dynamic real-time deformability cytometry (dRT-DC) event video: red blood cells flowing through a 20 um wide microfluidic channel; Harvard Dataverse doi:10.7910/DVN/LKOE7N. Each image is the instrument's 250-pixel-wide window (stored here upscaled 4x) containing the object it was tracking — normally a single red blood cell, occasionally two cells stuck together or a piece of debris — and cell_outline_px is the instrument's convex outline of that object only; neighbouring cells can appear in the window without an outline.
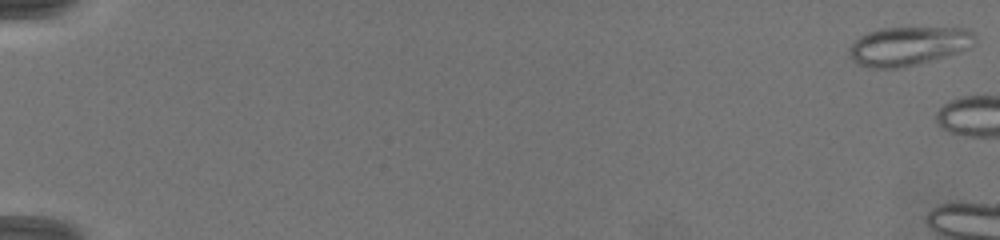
{"species": "common noctule bat (a hibernating species)", "species_latin": "Nyctalus noctula", "temperature_condition": "warm", "stored_images_in_passage": 4, "camera_frame_rate_fps": 3000, "um_per_image_px": 0.085, "animal": {"sex": "female", "body_mass_g": 19.5, "forearm_length_mm": 54.1}, "frame": {"image": 1, "passage_image": 1, "time_ms": 0.0, "image_size_px": [1000, 240], "cell_outline_px": [[976, 36], [972, 48], [948, 56], [916, 64], [896, 68], [868, 68], [852, 60], [848, 52], [848, 48], [860, 36], [868, 32], [880, 28], [964, 28], [976, 32]], "centroid_in_image_um": [77.25, 3.91], "position_along_channel_um": 7.8, "area_um2": 28.61}}